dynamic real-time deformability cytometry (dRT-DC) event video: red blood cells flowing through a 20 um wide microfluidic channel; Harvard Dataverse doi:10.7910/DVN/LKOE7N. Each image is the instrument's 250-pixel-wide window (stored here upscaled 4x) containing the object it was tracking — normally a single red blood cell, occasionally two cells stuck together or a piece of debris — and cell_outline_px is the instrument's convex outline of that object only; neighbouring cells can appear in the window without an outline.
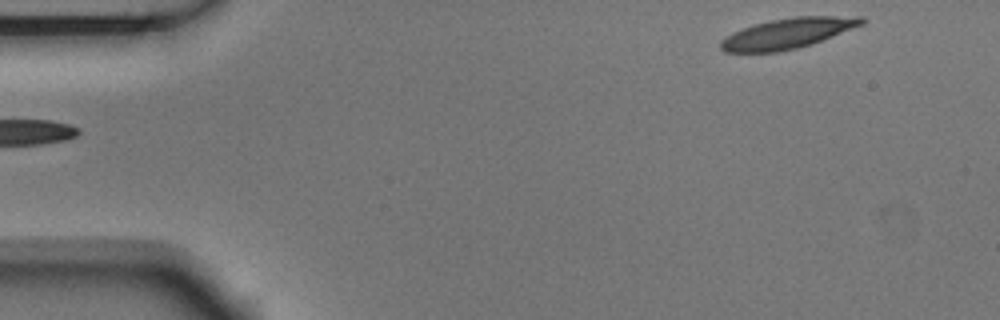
{"species": "Egyptian fruit bat (a non-hibernating species)", "species_latin": "Rousettus aegyptiacus", "temperature_condition": "room temperature", "stored_images_in_passage": 4, "camera_frame_rate_fps": 3000, "um_per_image_px": 0.085, "animal": {"sex": "male"}, "frame": {"image": 1, "passage_image": 4, "time_ms": 1.0, "image_size_px": [1000, 320], "cell_outline_px": [[868, 20], [864, 24], [812, 44], [796, 48], [776, 52], [724, 52], [720, 48], [720, 40], [732, 32], [756, 24], [772, 20], [796, 16], [864, 16]], "centroid_in_image_um": [66.99, 2.83], "position_along_channel_um": 18.0, "area_um2": 24.91}}